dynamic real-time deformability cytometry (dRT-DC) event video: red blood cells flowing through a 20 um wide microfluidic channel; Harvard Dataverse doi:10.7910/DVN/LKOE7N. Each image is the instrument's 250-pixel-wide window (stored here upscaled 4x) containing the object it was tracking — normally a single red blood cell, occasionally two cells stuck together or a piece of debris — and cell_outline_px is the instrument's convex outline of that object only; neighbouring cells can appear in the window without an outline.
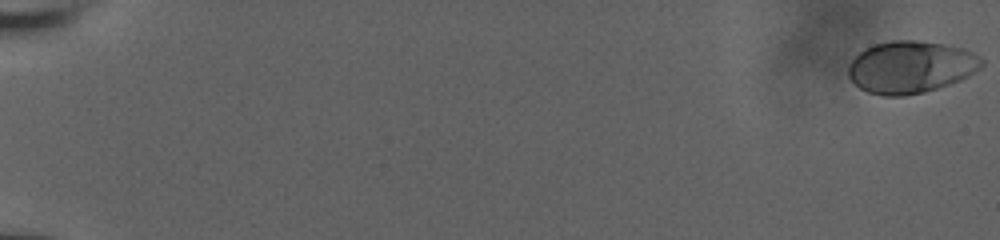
{"species": "human", "species_latin": "Homo sapiens", "temperature_condition": "room temperature", "stored_images_in_passage": 33, "camera_frame_rate_fps": 3000, "um_per_image_px": 0.085, "donor": {"sex": "male"}, "frame": {"image": 1, "passage_image": 1, "time_ms": 0.0, "image_size_px": [1000, 240], "cell_outline_px": [[984, 64], [980, 68], [968, 76], [960, 80], [924, 92], [904, 96], [884, 96], [868, 92], [860, 88], [848, 76], [848, 64], [864, 48], [876, 44], [892, 40], [916, 40], [944, 44], [964, 48], [972, 52], [984, 60]], "centroid_in_image_um": [77.41, 5.69], "position_along_channel_um": 7.6, "area_um2": 40.52}}
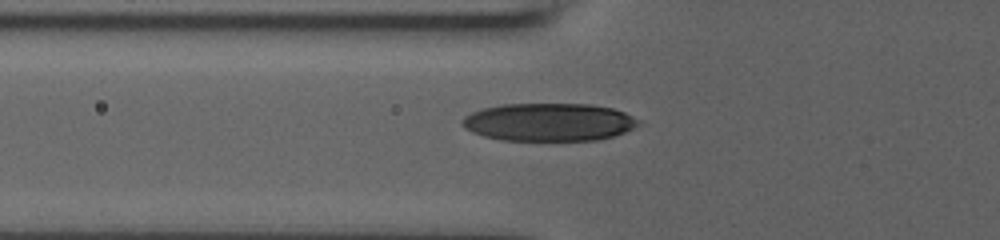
{"frame": {"image": 2, "passage_image": 24, "time_ms": 7.667, "image_size_px": [1000, 240], "cell_outline_px": [[640, 124], [624, 132], [612, 136], [596, 140], [500, 140], [484, 136], [472, 132], [464, 128], [464, 116], [472, 112], [484, 108], [500, 104], [592, 104], [612, 108], [624, 112], [640, 120]], "centroid_in_image_um": [46.66, 10.37], "position_along_channel_um": 79.1, "area_um2": 38.78}}
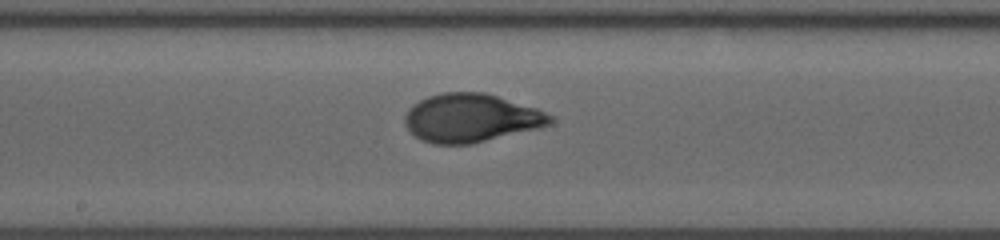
{"frame": {"image": 3, "passage_image": 33, "time_ms": 10.667, "image_size_px": [1000, 240], "cell_outline_px": [[552, 124], [472, 144], [432, 144], [420, 140], [404, 124], [404, 116], [408, 108], [412, 104], [428, 96], [444, 92], [484, 92], [536, 108], [552, 116]], "centroid_in_image_um": [39.98, 10.03], "position_along_channel_um": 208.2, "area_um2": 40.81}}